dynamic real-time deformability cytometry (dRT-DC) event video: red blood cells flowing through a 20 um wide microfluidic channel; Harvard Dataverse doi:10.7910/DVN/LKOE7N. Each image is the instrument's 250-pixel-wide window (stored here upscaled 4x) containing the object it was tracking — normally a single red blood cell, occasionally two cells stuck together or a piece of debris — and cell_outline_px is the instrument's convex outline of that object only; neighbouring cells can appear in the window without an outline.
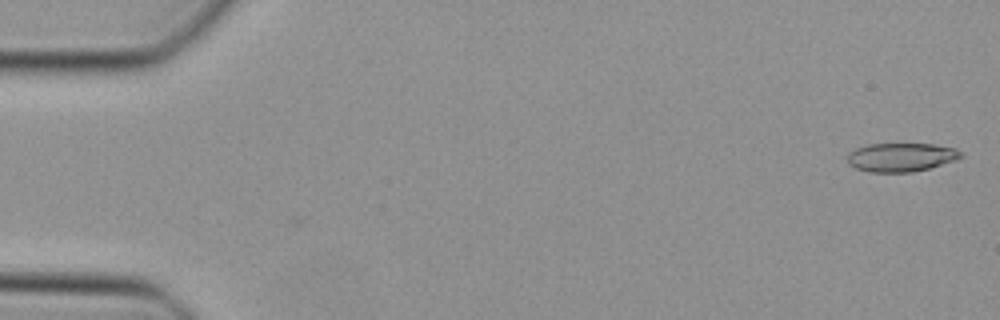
{"species": "Egyptian fruit bat (a non-hibernating species)", "species_latin": "Rousettus aegyptiacus", "temperature_condition": "cold", "stored_images_in_passage": 47, "camera_frame_rate_fps": 3000, "um_per_image_px": 0.085, "animal": {"sex": "female"}, "frame": {"image": 1, "passage_image": 1, "time_ms": 0.0, "image_size_px": [1000, 320], "cell_outline_px": [[964, 156], [956, 160], [928, 168], [912, 172], [868, 172], [856, 168], [848, 164], [848, 152], [856, 148], [868, 144], [932, 144], [956, 148]], "centroid_in_image_um": [76.58, 13.36], "position_along_channel_um": 8.4, "area_um2": 18.96}}
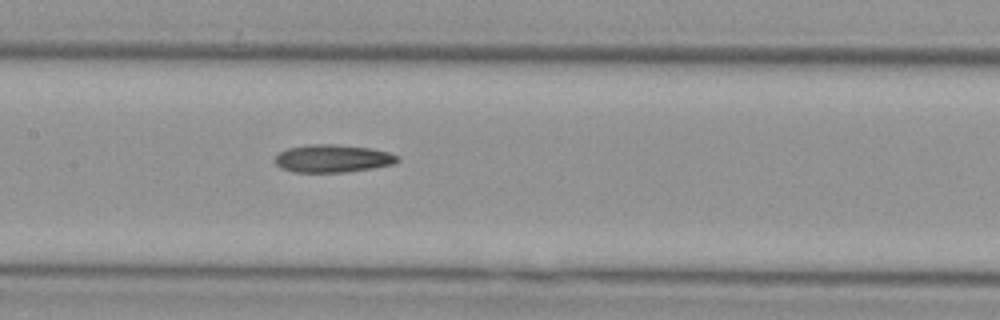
{"frame": {"image": 2, "passage_image": 23, "time_ms": 7.333, "image_size_px": [1000, 320], "cell_outline_px": [[400, 160], [396, 164], [372, 168], [344, 172], [292, 172], [280, 168], [276, 164], [276, 156], [280, 152], [288, 148], [308, 144], [336, 144], [372, 148], [388, 152], [400, 156]], "centroid_in_image_um": [28.31, 13.47], "position_along_channel_um": 179.1, "area_um2": 20.0}}
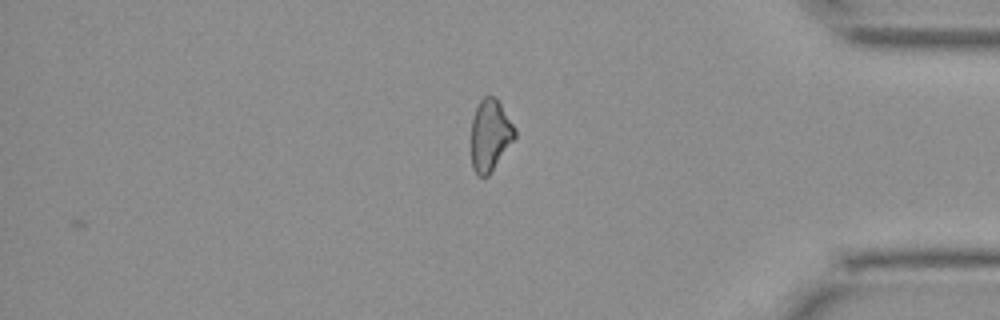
{"frame": {"image": 3, "passage_image": 40, "time_ms": 13.0, "image_size_px": [1000, 320], "cell_outline_px": [[516, 136], [488, 176], [480, 176], [472, 168], [472, 116], [480, 100], [484, 96], [492, 96], [500, 104], [516, 128]], "centroid_in_image_um": [41.66, 11.48], "position_along_channel_um": 393.5, "area_um2": 17.86}}